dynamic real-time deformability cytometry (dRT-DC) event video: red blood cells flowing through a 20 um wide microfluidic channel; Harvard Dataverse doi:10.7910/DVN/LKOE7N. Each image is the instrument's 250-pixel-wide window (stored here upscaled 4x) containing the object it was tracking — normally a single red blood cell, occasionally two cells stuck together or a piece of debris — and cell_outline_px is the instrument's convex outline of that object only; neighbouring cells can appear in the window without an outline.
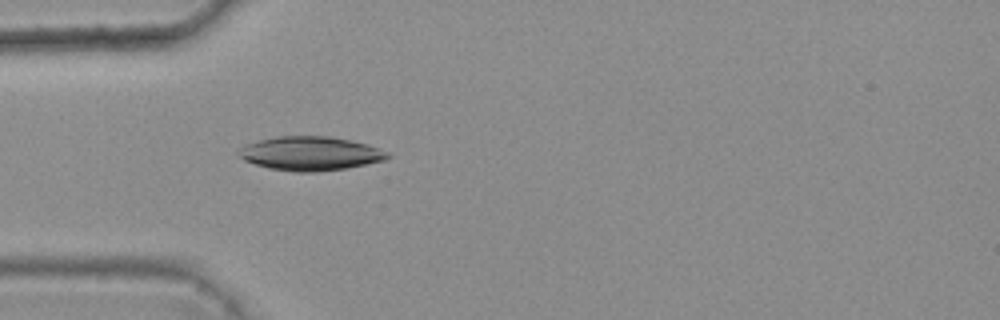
{"species": "common noctule bat (a hibernating species)", "species_latin": "Nyctalus noctula", "temperature_condition": "warm", "stored_images_in_passage": 2, "camera_frame_rate_fps": 3000, "um_per_image_px": 0.085, "animal": {"sex": "female", "body_mass_g": 25.1}, "frame": {"image": 1, "passage_image": 2, "time_ms": 0.333, "image_size_px": [1000, 320], "cell_outline_px": [[392, 156], [384, 160], [348, 168], [316, 172], [296, 172], [268, 168], [244, 160], [236, 156], [236, 152], [240, 148], [248, 144], [260, 140], [276, 136], [332, 136], [368, 144], [388, 152]], "centroid_in_image_um": [26.38, 13.05], "position_along_channel_um": 58.6, "area_um2": 29.59}}